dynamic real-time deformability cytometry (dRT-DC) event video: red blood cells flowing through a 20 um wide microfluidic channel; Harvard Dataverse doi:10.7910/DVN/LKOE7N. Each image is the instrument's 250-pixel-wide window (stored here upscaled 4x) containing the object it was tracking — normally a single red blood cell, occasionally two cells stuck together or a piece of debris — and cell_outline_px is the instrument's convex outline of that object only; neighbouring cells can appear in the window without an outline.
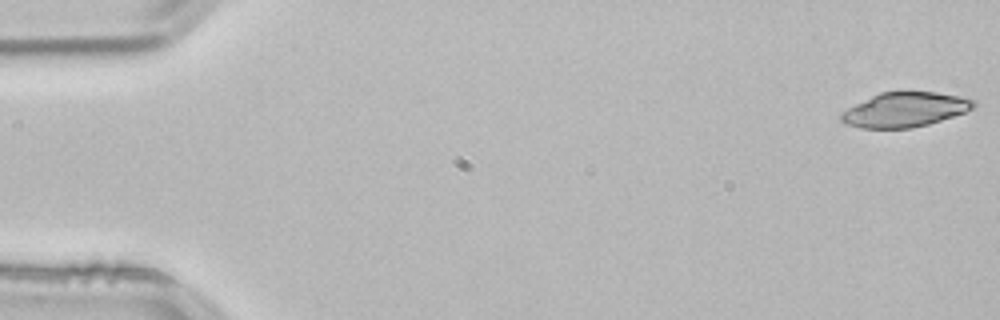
{"species": "common noctule bat (a hibernating species)", "species_latin": "Nyctalus noctula", "temperature_condition": "room temperature", "stored_images_in_passage": 52, "camera_frame_rate_fps": 3000, "um_per_image_px": 0.085, "animal": {"sex": "male", "body_mass_g": 21.5, "forearm_length_mm": 52.0}, "frame": {"image": 1, "passage_image": 1, "time_ms": 0.0, "image_size_px": [1000, 320], "cell_outline_px": [[976, 104], [972, 108], [964, 112], [928, 124], [912, 128], [860, 128], [844, 124], [840, 120], [840, 112], [880, 92], [936, 92], [976, 100]], "centroid_in_image_um": [76.87, 9.33], "position_along_channel_um": 8.1, "area_um2": 26.41}}
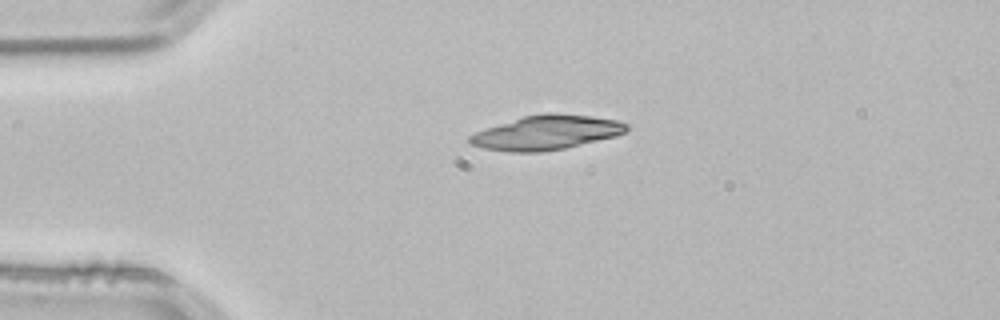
{"frame": {"image": 2, "passage_image": 12, "time_ms": 3.667, "image_size_px": [1000, 320], "cell_outline_px": [[628, 128], [624, 132], [616, 136], [564, 148], [540, 152], [508, 152], [484, 148], [472, 144], [468, 140], [468, 136], [484, 128], [524, 116], [544, 112], [556, 112], [592, 116], [620, 120], [628, 124]], "centroid_in_image_um": [46.45, 11.25], "position_along_channel_um": 38.5, "area_um2": 31.5}}
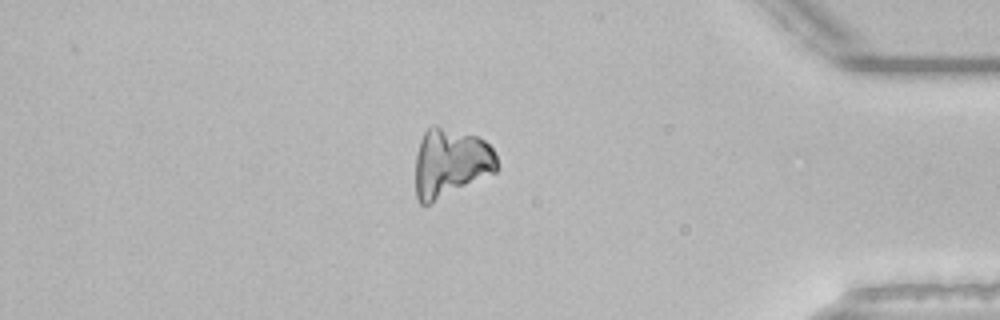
{"frame": {"image": 3, "passage_image": 45, "time_ms": 14.667, "image_size_px": [1000, 320], "cell_outline_px": [[500, 168], [496, 172], [428, 204], [420, 204], [416, 196], [416, 152], [420, 140], [424, 132], [432, 124], [436, 124], [476, 136], [484, 140], [492, 148], [496, 156]], "centroid_in_image_um": [38.3, 13.81], "position_along_channel_um": 396.9, "area_um2": 32.77}}